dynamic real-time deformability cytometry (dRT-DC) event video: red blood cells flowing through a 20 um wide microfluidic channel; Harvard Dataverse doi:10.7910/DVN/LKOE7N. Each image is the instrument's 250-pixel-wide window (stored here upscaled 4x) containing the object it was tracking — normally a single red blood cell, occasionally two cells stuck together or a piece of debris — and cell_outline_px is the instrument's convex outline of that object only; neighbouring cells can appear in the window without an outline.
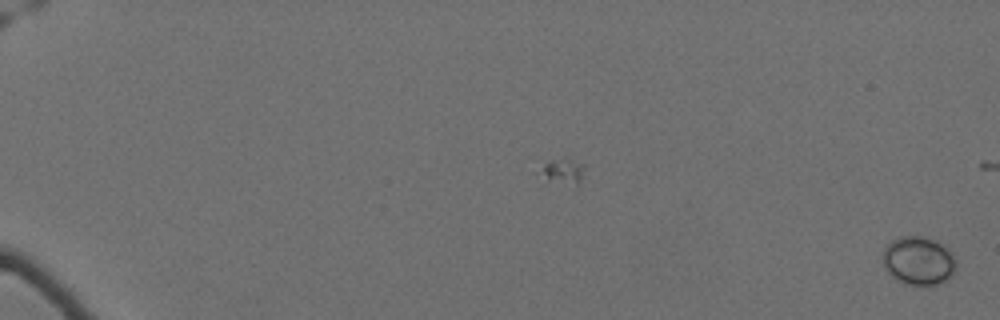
{"species": "Egyptian fruit bat (a non-hibernating species)", "species_latin": "Rousettus aegyptiacus", "temperature_condition": "cold", "stored_images_in_passage": 25, "camera_frame_rate_fps": 3000, "um_per_image_px": 0.085, "animal": {"sex": "female"}, "frame": {"image": 1, "passage_image": 1, "time_ms": 0.0, "image_size_px": [1000, 320], "cell_outline_px": [[956, 268], [952, 276], [948, 280], [940, 284], [920, 288], [904, 284], [896, 280], [888, 272], [884, 264], [884, 248], [892, 240], [900, 236], [924, 236], [940, 244], [956, 260]], "centroid_in_image_um": [78.07, 22.23], "position_along_channel_um": 6.9, "area_um2": 20.92}}